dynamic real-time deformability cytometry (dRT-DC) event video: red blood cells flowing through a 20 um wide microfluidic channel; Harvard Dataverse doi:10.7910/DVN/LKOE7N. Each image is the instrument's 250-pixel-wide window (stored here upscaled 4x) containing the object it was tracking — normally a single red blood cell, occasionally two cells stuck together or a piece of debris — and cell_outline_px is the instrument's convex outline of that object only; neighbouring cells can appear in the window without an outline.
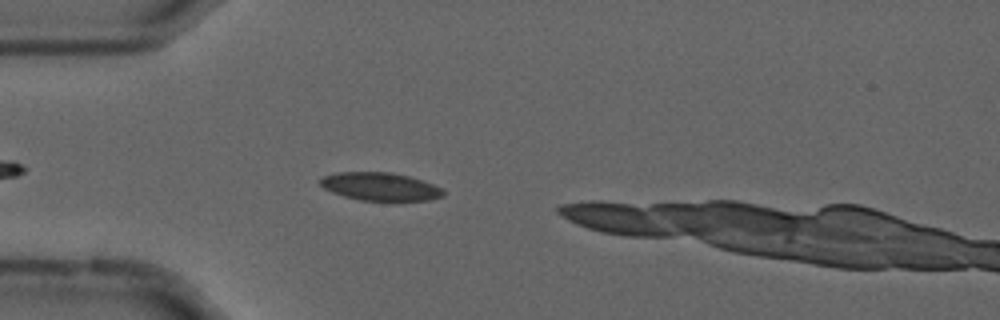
{"species": "common noctule bat (a hibernating species)", "species_latin": "Nyctalus noctula", "temperature_condition": "cold", "stored_images_in_passage": 9, "camera_frame_rate_fps": 3000, "um_per_image_px": 0.085, "animal": {"sex": "male", "forearm_length_mm": 52.5}, "frame": {"image": 1, "passage_image": 4, "time_ms": 1.0, "image_size_px": [1000, 320], "cell_outline_px": [[444, 196], [428, 200], [360, 200], [344, 196], [332, 192], [324, 188], [320, 184], [320, 180], [324, 176], [336, 172], [392, 172], [408, 176], [444, 188]], "centroid_in_image_um": [32.32, 15.85], "position_along_channel_um": 52.7, "area_um2": 19.94}}